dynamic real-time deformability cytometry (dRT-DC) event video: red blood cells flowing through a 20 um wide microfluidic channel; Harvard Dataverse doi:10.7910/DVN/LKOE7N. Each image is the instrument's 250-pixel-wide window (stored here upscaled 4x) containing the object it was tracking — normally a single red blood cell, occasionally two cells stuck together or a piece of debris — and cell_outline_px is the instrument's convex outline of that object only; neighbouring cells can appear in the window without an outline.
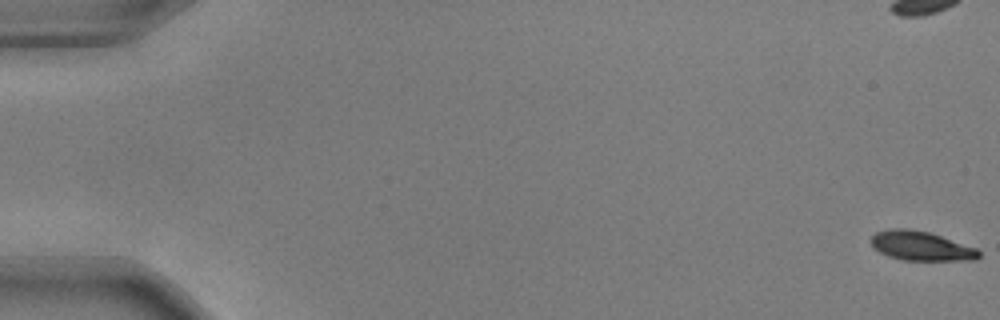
{"species": "common noctule bat (a hibernating species)", "species_latin": "Nyctalus noctula", "temperature_condition": "warm", "stored_images_in_passage": 56, "camera_frame_rate_fps": 3000, "um_per_image_px": 0.085, "animal": {"sex": "male", "body_mass_g": 17.9, "forearm_length_mm": 54.2}, "frame": {"image": 1, "passage_image": 1, "time_ms": 0.0, "image_size_px": [1000, 320], "cell_outline_px": [[980, 256], [976, 260], [904, 260], [888, 256], [872, 248], [868, 240], [876, 232], [888, 228], [908, 228], [928, 232], [976, 248], [980, 252]], "centroid_in_image_um": [78.22, 20.9], "position_along_channel_um": 6.8, "area_um2": 18.5}, "authors_computed_cell_mechanics": {"area_um2": 20.3456, "velocity_mm_per_s": 3.7261, "shape_relaxation_time_tau1_ms": 2.5187, "shape_relaxation_time_tau2_ms": null, "deformation_change_tau1": 0.1247, "deformation_change_tau2": null}}